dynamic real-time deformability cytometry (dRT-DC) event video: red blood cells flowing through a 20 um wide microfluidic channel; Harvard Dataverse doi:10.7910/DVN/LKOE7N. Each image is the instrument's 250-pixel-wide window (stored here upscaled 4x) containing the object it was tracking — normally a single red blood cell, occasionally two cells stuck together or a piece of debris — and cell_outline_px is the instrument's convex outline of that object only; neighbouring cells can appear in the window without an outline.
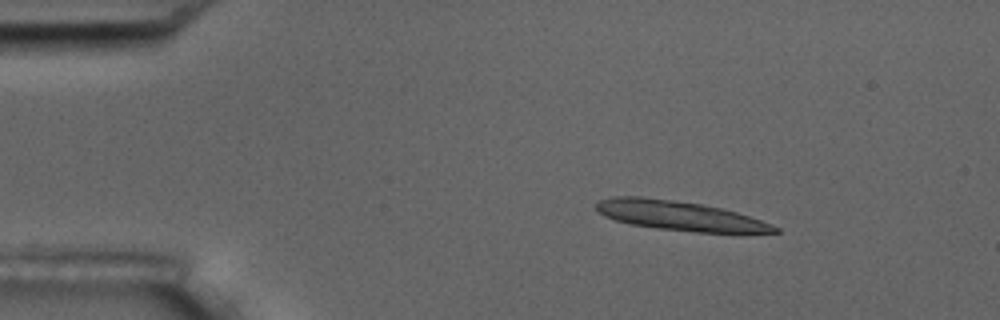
{"species": "common noctule bat (a hibernating species)", "species_latin": "Nyctalus noctula", "temperature_condition": "room temperature", "stored_images_in_passage": 5, "camera_frame_rate_fps": 3000, "um_per_image_px": 0.085, "animal": {"sex": "male", "body_mass_g": 17.5, "forearm_length_mm": 52.3}, "frame": {"image": 1, "passage_image": 3, "time_ms": 2.333, "image_size_px": [1000, 320], "cell_outline_px": [[780, 232], [696, 232], [656, 228], [632, 224], [616, 220], [604, 216], [596, 208], [596, 200], [612, 196], [644, 196], [676, 200], [700, 204], [720, 208], [736, 212], [772, 224], [780, 228]], "centroid_in_image_um": [57.7, 18.31], "position_along_channel_um": 27.3, "area_um2": 30.46}}